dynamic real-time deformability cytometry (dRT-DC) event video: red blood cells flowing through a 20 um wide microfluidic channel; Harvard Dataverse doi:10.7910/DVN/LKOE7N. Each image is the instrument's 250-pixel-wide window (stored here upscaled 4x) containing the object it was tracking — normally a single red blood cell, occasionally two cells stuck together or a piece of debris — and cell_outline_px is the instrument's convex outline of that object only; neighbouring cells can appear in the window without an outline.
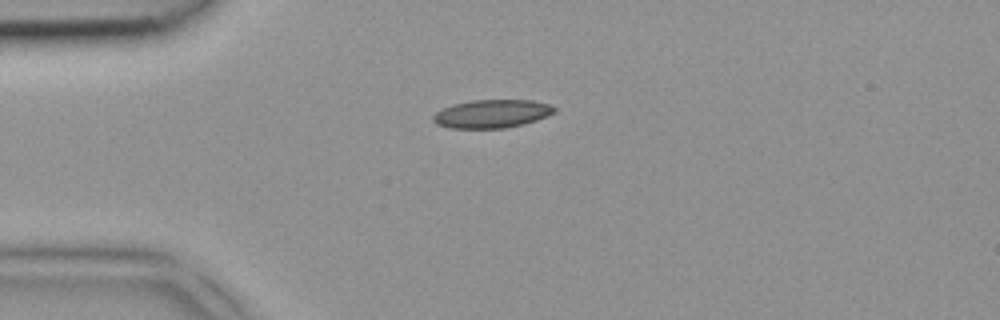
{"species": "common noctule bat (a hibernating species)", "species_latin": "Nyctalus noctula", "temperature_condition": "room temperature", "stored_images_in_passage": 2, "camera_frame_rate_fps": 3000, "um_per_image_px": 0.085, "animal": {"sex": "female", "body_mass_g": 18.4}, "frame": {"image": 1, "passage_image": 1, "time_ms": 0.0, "image_size_px": [1000, 320], "cell_outline_px": [[556, 112], [548, 116], [524, 124], [504, 128], [448, 128], [436, 124], [432, 120], [432, 116], [436, 112], [452, 104], [472, 100], [532, 100], [548, 104], [556, 108]], "centroid_in_image_um": [41.8, 9.67], "position_along_channel_um": 43.2, "area_um2": 20.06}}